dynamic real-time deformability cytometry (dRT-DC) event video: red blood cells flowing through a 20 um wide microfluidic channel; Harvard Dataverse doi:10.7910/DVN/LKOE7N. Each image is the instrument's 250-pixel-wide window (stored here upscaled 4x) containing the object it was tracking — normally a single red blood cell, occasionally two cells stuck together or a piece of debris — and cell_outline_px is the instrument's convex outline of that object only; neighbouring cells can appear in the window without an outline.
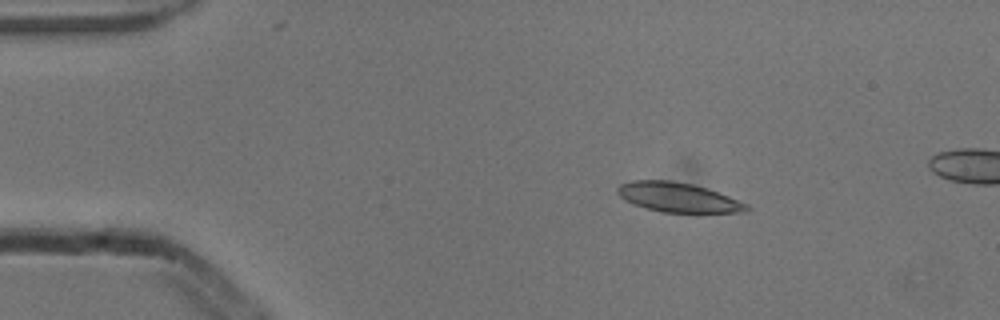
{"species": "common noctule bat (a hibernating species)", "species_latin": "Nyctalus noctula", "temperature_condition": "cold", "stored_images_in_passage": 5, "camera_frame_rate_fps": 3000, "um_per_image_px": 0.085, "animal": {"sex": "male", "body_mass_g": 13.3}, "frame": {"image": 1, "passage_image": 3, "time_ms": 0.667, "image_size_px": [1000, 320], "cell_outline_px": [[752, 208], [748, 212], [660, 212], [644, 208], [632, 204], [624, 200], [616, 192], [616, 188], [620, 184], [632, 180], [672, 180], [692, 184], [708, 188], [748, 204]], "centroid_in_image_um": [57.62, 16.77], "position_along_channel_um": 27.4, "area_um2": 22.43}}